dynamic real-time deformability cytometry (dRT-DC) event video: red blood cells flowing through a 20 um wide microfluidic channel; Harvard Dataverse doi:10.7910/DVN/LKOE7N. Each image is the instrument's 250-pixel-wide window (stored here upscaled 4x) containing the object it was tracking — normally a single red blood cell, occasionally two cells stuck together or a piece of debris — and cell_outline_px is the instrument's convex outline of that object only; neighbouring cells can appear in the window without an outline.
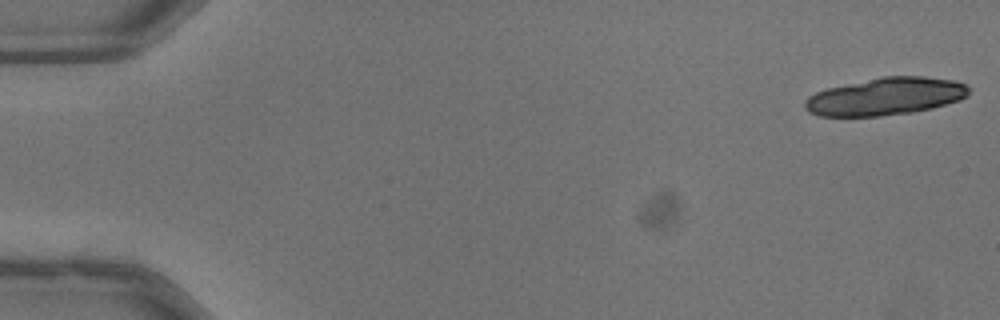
{"species": "common noctule bat (a hibernating species)", "species_latin": "Nyctalus noctula", "temperature_condition": "warm", "stored_images_in_passage": 19, "camera_frame_rate_fps": 3000, "um_per_image_px": 0.085, "animal": {"sex": "male", "body_mass_g": 13.3}, "frame": {"image": 1, "passage_image": 1, "time_ms": 0.0, "image_size_px": [1000, 320], "cell_outline_px": [[968, 96], [960, 100], [932, 108], [912, 112], [880, 116], [820, 116], [808, 112], [804, 108], [804, 100], [808, 96], [816, 92], [828, 88], [880, 76], [924, 76], [952, 80], [968, 84]], "centroid_in_image_um": [75.26, 8.19], "position_along_channel_um": 9.7, "area_um2": 36.01}}